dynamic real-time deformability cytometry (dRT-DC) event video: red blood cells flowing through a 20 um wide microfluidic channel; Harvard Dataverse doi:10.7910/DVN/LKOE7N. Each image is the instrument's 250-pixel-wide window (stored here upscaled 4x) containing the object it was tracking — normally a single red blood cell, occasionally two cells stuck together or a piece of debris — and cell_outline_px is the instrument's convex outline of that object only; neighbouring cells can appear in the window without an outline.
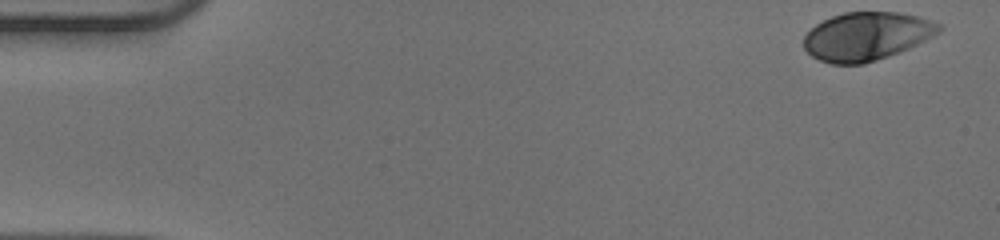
{"species": "human", "species_latin": "Homo sapiens", "temperature_condition": "warm", "stored_images_in_passage": 50, "camera_frame_rate_fps": 3000, "um_per_image_px": 0.085, "donor": {"sex": "male"}, "frame": {"image": 1, "passage_image": 1, "time_ms": 0.0, "image_size_px": [1000, 240], "cell_outline_px": [[940, 32], [900, 52], [864, 64], [832, 64], [820, 60], [812, 56], [804, 48], [804, 36], [816, 24], [832, 16], [844, 12], [896, 12], [916, 16], [940, 24]], "centroid_in_image_um": [73.63, 3.09], "position_along_channel_um": 11.4, "area_um2": 37.63}}
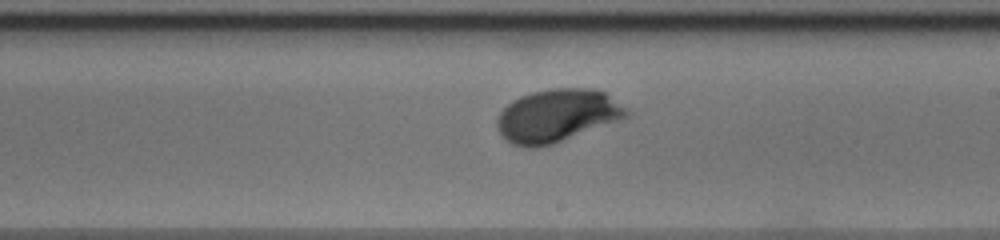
{"frame": {"image": 2, "passage_image": 29, "time_ms": 9.333, "image_size_px": [1000, 240], "cell_outline_px": [[632, 112], [628, 116], [552, 144], [536, 148], [528, 148], [512, 144], [500, 132], [496, 124], [496, 120], [500, 112], [512, 100], [520, 96], [532, 92], [552, 88], [592, 88], [604, 92], [628, 108]], "centroid_in_image_um": [47.35, 9.81], "position_along_channel_um": 241.7, "area_um2": 39.54}}
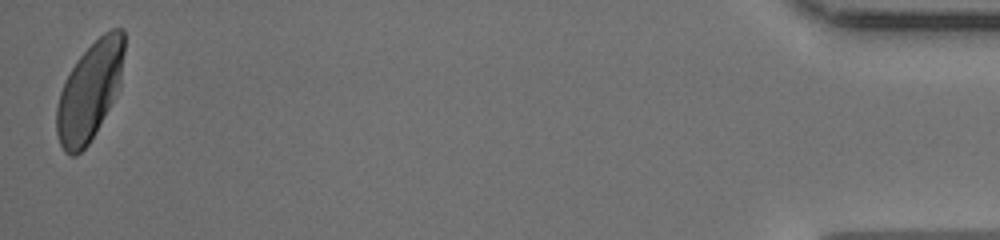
{"frame": {"image": 3, "passage_image": 50, "time_ms": 16.333, "image_size_px": [1000, 240], "cell_outline_px": [[124, 52], [120, 84], [96, 132], [88, 144], [76, 156], [68, 156], [64, 152], [60, 144], [56, 132], [56, 108], [60, 92], [76, 60], [104, 32], [112, 28], [124, 28]], "centroid_in_image_um": [7.61, 7.77], "position_along_channel_um": 427.6, "area_um2": 38.26}, "authors_computed_cell_mechanics": {"area_um2": 38.2636, "velocity_mm_per_s": 3.9531, "shape_relaxation_time_tau1_ms": 2.723, "shape_relaxation_time_tau2_ms": null, "deformation_change_tau1": 0.1699, "deformation_change_tau2": null}}